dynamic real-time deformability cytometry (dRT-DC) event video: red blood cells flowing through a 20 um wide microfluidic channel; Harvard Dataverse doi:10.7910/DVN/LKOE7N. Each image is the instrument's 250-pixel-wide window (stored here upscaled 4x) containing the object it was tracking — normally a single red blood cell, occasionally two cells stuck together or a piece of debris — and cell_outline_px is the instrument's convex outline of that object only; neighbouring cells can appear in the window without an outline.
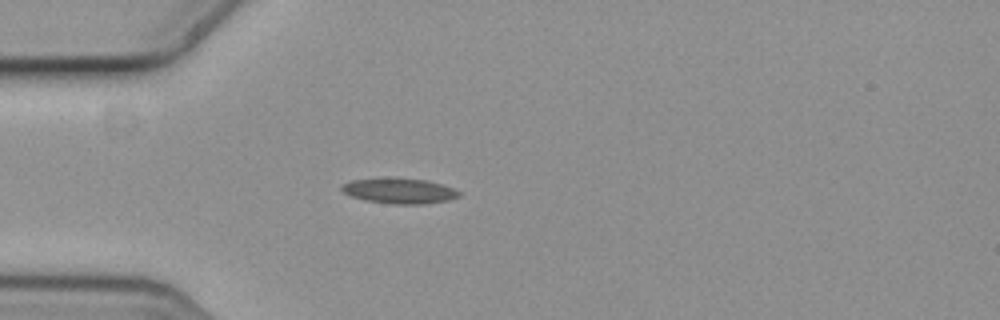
{"species": "common noctule bat (a hibernating species)", "species_latin": "Nyctalus noctula", "temperature_condition": "cold", "stored_images_in_passage": 3, "camera_frame_rate_fps": 3000, "um_per_image_px": 0.085, "animal": {"sex": "female", "body_mass_g": 19.3, "forearm_length_mm": 54.1}, "frame": {"image": 1, "passage_image": 3, "time_ms": 0.667, "image_size_px": [1000, 320], "cell_outline_px": [[460, 196], [448, 200], [424, 204], [392, 204], [364, 200], [352, 196], [344, 192], [340, 188], [344, 184], [352, 180], [424, 180], [440, 184], [452, 188], [460, 192]], "centroid_in_image_um": [33.98, 16.27], "position_along_channel_um": 51.0, "area_um2": 16.42}}